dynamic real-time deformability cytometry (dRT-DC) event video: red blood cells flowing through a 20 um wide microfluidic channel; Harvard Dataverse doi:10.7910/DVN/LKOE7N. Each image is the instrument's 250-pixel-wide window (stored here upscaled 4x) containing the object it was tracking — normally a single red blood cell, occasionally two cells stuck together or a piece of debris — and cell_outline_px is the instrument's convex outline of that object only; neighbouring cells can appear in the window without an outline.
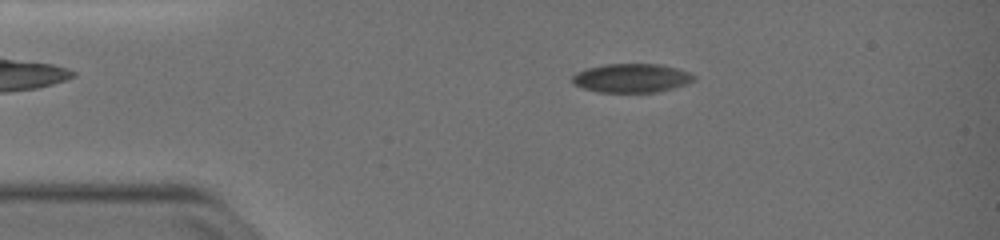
{"species": "common noctule bat (a hibernating species)", "species_latin": "Nyctalus noctula", "temperature_condition": "warm", "stored_images_in_passage": 53, "camera_frame_rate_fps": 3000, "um_per_image_px": 0.085, "animal": {"sex": "female", "body_mass_g": 19.0, "forearm_length_mm": 51.5}, "frame": {"image": 1, "passage_image": 11, "time_ms": 3.333, "image_size_px": [1000, 240], "cell_outline_px": [[696, 80], [672, 88], [656, 92], [596, 92], [572, 84], [572, 76], [576, 72], [588, 68], [604, 64], [660, 64], [676, 68], [688, 72], [696, 76]], "centroid_in_image_um": [53.66, 6.63], "position_along_channel_um": 31.3, "area_um2": 20.4}}
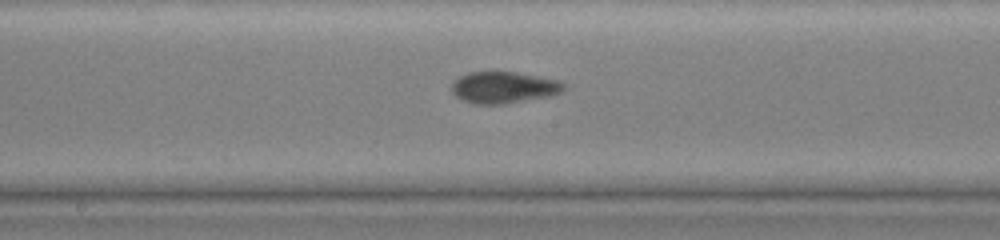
{"frame": {"image": 2, "passage_image": 29, "time_ms": 9.333, "image_size_px": [1000, 240], "cell_outline_px": [[568, 84], [564, 92], [548, 96], [504, 104], [476, 104], [464, 100], [456, 96], [452, 92], [452, 80], [468, 72], [516, 72], [560, 80]], "centroid_in_image_um": [42.86, 7.42], "position_along_channel_um": 205.3, "area_um2": 20.81}}
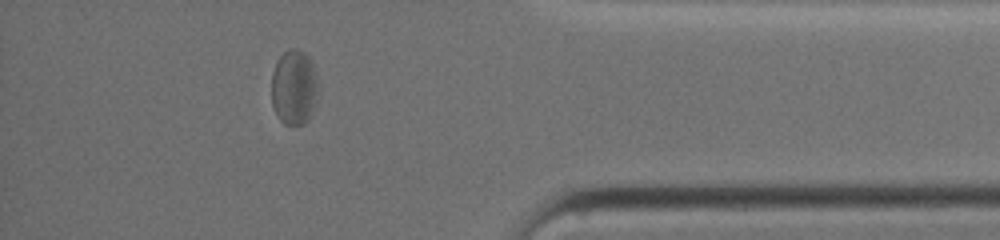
{"frame": {"image": 3, "passage_image": 47, "time_ms": 15.333, "image_size_px": [1000, 240], "cell_outline_px": [[316, 92], [308, 120], [304, 124], [284, 124], [280, 120], [272, 104], [272, 72], [276, 60], [284, 52], [292, 48], [296, 48], [304, 52], [308, 56], [316, 72]], "centroid_in_image_um": [24.95, 7.39], "position_along_channel_um": 410.2, "area_um2": 20.0}, "authors_computed_cell_mechanics": {"area_um2": 20.8658, "velocity_mm_per_s": 3.6765, "shape_relaxation_time_tau1_ms": null, "shape_relaxation_time_tau2_ms": 1.3927, "deformation_change_tau1": null, "deformation_change_tau2": 0.0527}}